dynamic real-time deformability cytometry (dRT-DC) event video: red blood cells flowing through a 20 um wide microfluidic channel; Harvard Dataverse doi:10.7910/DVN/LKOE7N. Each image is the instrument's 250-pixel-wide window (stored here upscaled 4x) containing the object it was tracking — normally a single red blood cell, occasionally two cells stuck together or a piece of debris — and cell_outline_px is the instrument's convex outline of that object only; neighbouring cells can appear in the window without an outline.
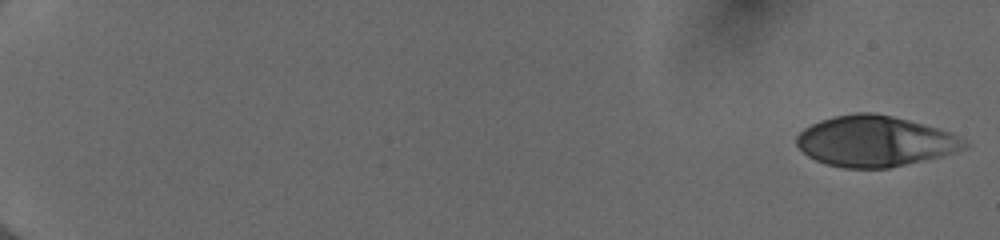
{"species": "human", "species_latin": "Homo sapiens", "temperature_condition": "cold", "stored_images_in_passage": 11, "camera_frame_rate_fps": 3000, "um_per_image_px": 0.085, "donor": {"sex": "female"}, "frame": {"image": 1, "passage_image": 1, "time_ms": 0.0, "image_size_px": [1000, 240], "cell_outline_px": [[968, 148], [956, 152], [940, 156], [888, 168], [844, 168], [828, 164], [816, 160], [808, 156], [796, 144], [796, 136], [804, 128], [820, 120], [836, 116], [856, 112], [872, 112], [892, 116], [908, 120], [936, 128], [948, 132], [964, 140], [968, 144]], "centroid_in_image_um": [74.35, 12.0], "position_along_channel_um": 10.7, "area_um2": 49.13}}